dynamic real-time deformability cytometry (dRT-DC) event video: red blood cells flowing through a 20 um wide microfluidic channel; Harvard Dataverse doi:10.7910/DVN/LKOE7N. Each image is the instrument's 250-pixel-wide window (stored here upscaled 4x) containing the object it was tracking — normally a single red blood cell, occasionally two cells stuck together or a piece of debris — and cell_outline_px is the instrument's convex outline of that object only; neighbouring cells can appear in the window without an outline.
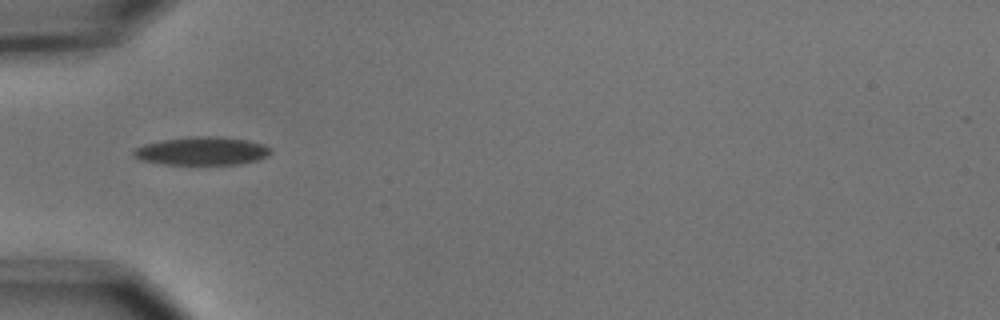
{"species": "common noctule bat (a hibernating species)", "species_latin": "Nyctalus noctula", "temperature_condition": "cold", "stored_images_in_passage": 7, "camera_frame_rate_fps": 3000, "um_per_image_px": 0.085, "animal": {"sex": "male", "body_mass_g": 15.6}, "frame": {"image": 1, "passage_image": 5, "time_ms": 1.333, "image_size_px": [1000, 320], "cell_outline_px": [[272, 152], [268, 156], [256, 160], [240, 164], [164, 164], [140, 160], [132, 156], [132, 152], [136, 148], [144, 144], [160, 140], [192, 136], [212, 136], [248, 140], [264, 144], [272, 148]], "centroid_in_image_um": [17.16, 12.83], "position_along_channel_um": 67.8, "area_um2": 22.66}}
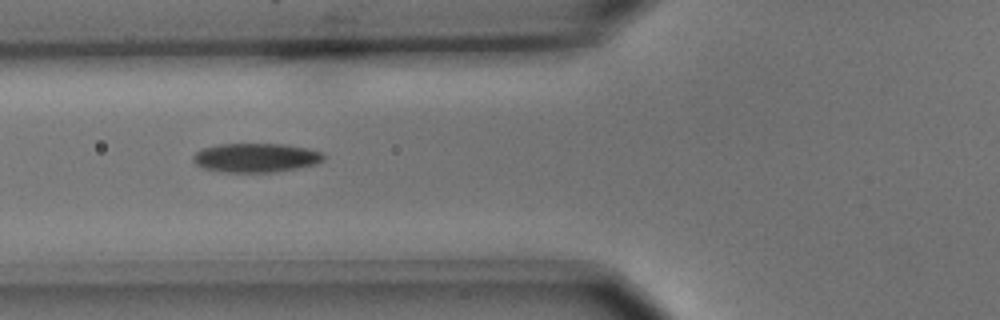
{"frame": {"image": 2, "passage_image": 6, "time_ms": 1.667, "image_size_px": [1000, 320], "cell_outline_px": [[324, 160], [316, 164], [296, 168], [272, 172], [224, 172], [204, 168], [196, 164], [192, 160], [192, 156], [196, 152], [204, 148], [220, 144], [284, 144], [308, 148], [324, 152]], "centroid_in_image_um": [21.77, 13.4], "position_along_channel_um": 104.0, "area_um2": 22.08}}
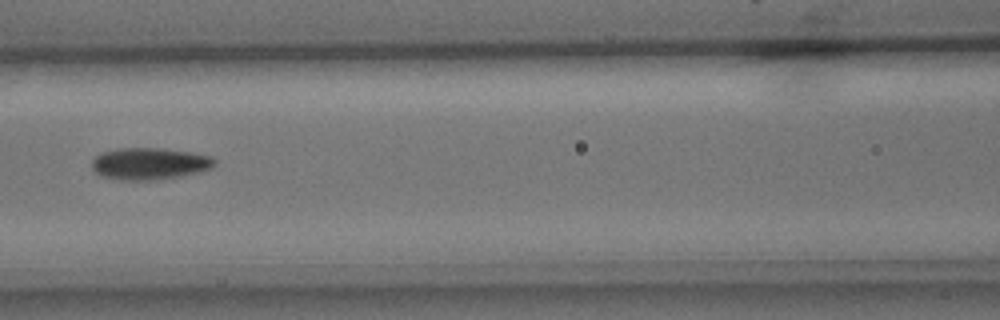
{"frame": {"image": 3, "passage_image": 7, "time_ms": 2.0, "image_size_px": [1000, 320], "cell_outline_px": [[216, 164], [212, 168], [200, 172], [180, 176], [156, 180], [120, 180], [100, 176], [92, 168], [92, 160], [100, 152], [120, 148], [160, 148], [192, 152], [212, 156], [216, 160]], "centroid_in_image_um": [12.72, 13.91], "position_along_channel_um": 153.9, "area_um2": 23.06}}